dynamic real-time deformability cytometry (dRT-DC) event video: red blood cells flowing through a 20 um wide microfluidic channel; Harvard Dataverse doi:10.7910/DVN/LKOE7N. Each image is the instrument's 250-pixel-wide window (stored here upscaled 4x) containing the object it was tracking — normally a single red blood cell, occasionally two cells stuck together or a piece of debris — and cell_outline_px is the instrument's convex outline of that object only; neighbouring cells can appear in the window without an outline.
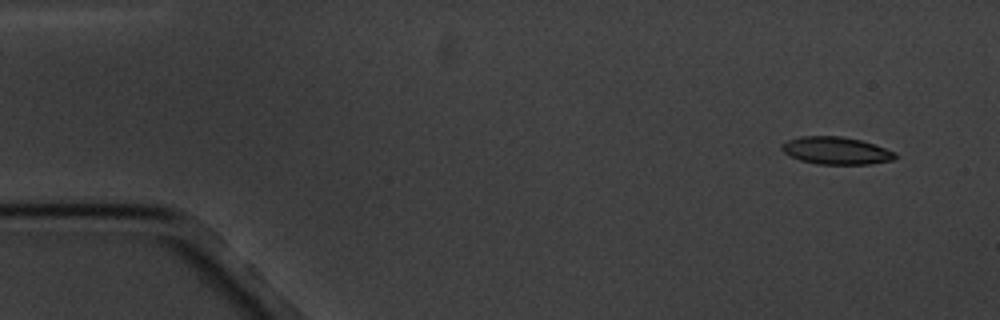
{"species": "common noctule bat (a hibernating species)", "species_latin": "Nyctalus noctula", "temperature_condition": "cold", "stored_images_in_passage": 5, "camera_frame_rate_fps": 3000, "um_per_image_px": 0.085, "animal": {"sex": "male", "body_mass_g": 20.1, "forearm_length_mm": 53.5}, "frame": {"image": 1, "passage_image": 1, "time_ms": 0.0, "image_size_px": [1000, 320], "cell_outline_px": [[896, 156], [892, 160], [868, 164], [816, 164], [800, 160], [784, 152], [780, 148], [788, 140], [800, 136], [844, 136], [860, 140], [896, 152]], "centroid_in_image_um": [71.06, 12.8], "position_along_channel_um": 13.9, "area_um2": 17.92}}